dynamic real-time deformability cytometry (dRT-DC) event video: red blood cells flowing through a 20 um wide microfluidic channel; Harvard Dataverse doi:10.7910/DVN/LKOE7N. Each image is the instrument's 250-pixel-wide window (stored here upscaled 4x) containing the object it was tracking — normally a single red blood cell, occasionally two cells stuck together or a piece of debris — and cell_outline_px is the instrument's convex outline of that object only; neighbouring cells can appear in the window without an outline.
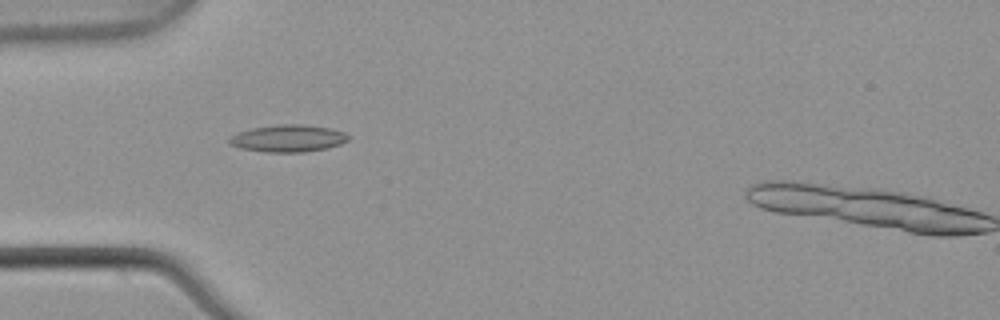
{"species": "common noctule bat (a hibernating species)", "species_latin": "Nyctalus noctula", "temperature_condition": "warm", "stored_images_in_passage": 5, "camera_frame_rate_fps": 3000, "um_per_image_px": 0.085, "animal": {"sex": "male", "body_mass_g": 21.5, "forearm_length_mm": 52.0}, "frame": {"image": 1, "passage_image": 5, "time_ms": 1.333, "image_size_px": [1000, 320], "cell_outline_px": [[348, 140], [340, 144], [328, 148], [304, 152], [268, 152], [240, 148], [228, 144], [228, 136], [236, 132], [252, 128], [276, 124], [300, 124], [328, 128], [344, 132], [348, 136]], "centroid_in_image_um": [24.42, 11.76], "position_along_channel_um": 60.6, "area_um2": 18.9}}